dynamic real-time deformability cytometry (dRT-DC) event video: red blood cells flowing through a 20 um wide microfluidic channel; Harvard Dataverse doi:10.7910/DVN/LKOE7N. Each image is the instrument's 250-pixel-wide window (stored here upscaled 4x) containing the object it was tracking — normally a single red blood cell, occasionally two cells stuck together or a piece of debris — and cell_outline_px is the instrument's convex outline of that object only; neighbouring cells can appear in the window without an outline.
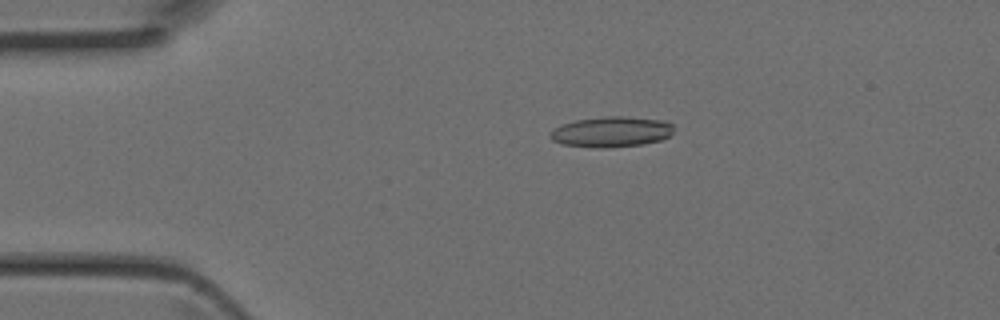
{"species": "Egyptian fruit bat (a non-hibernating species)", "species_latin": "Rousettus aegyptiacus", "temperature_condition": "room temperature", "stored_images_in_passage": 19, "camera_frame_rate_fps": 3000, "um_per_image_px": 0.085, "animal": {"sex": "female"}, "frame": {"image": 1, "passage_image": 5, "time_ms": 1.333, "image_size_px": [1000, 320], "cell_outline_px": [[672, 132], [668, 136], [660, 140], [640, 144], [604, 148], [596, 148], [564, 144], [552, 140], [548, 136], [548, 132], [552, 128], [560, 124], [576, 120], [604, 116], [620, 116], [664, 120], [672, 124]], "centroid_in_image_um": [51.89, 11.19], "position_along_channel_um": 33.1, "area_um2": 21.96}}
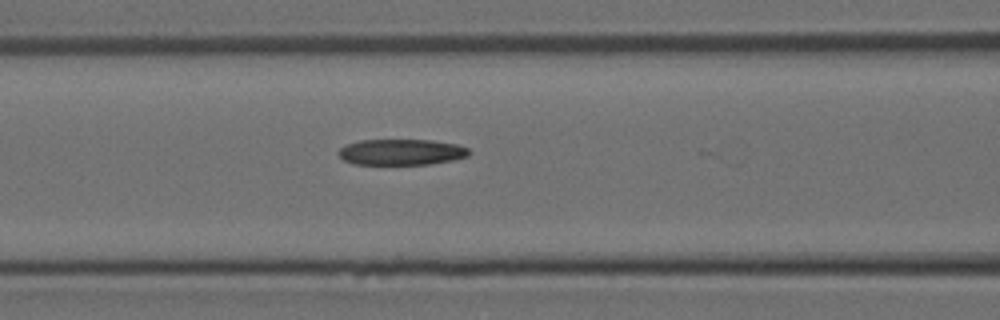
{"frame": {"image": 2, "passage_image": 14, "time_ms": 4.333, "image_size_px": [1000, 320], "cell_outline_px": [[472, 152], [468, 156], [452, 160], [432, 164], [356, 164], [344, 160], [336, 152], [340, 148], [348, 144], [360, 140], [432, 140], [456, 144], [468, 148]], "centroid_in_image_um": [34.14, 12.92], "position_along_channel_um": 132.5, "area_um2": 19.71}}
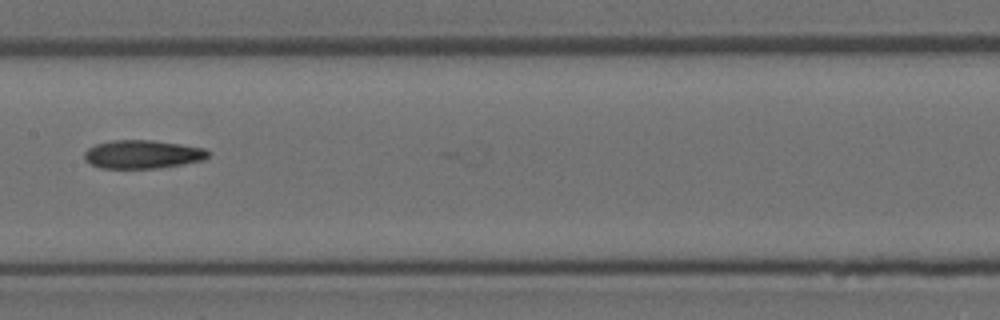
{"frame": {"image": 3, "passage_image": 18, "time_ms": 5.667, "image_size_px": [1000, 320], "cell_outline_px": [[208, 156], [204, 160], [184, 164], [160, 168], [100, 168], [84, 160], [84, 152], [88, 148], [96, 144], [112, 140], [152, 140], [180, 144], [204, 148], [208, 152]], "centroid_in_image_um": [12.1, 13.12], "position_along_channel_um": 195.3, "area_um2": 20.52}}